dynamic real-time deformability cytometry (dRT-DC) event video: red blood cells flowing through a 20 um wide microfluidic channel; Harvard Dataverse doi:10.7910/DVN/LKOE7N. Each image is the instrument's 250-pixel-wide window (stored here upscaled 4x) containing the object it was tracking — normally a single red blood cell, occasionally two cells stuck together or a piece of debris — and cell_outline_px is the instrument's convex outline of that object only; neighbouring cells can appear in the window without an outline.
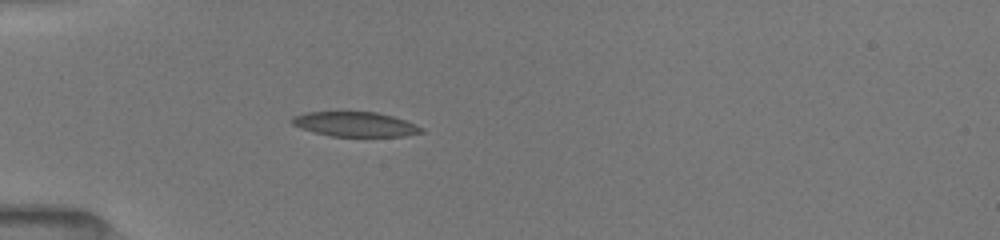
{"species": "common noctule bat (a hibernating species)", "species_latin": "Nyctalus noctula", "temperature_condition": "room temperature", "stored_images_in_passage": 9, "camera_frame_rate_fps": 3000, "um_per_image_px": 0.085, "animal": {"sex": "female", "body_mass_g": 19.5, "forearm_length_mm": 54.1}, "frame": {"image": 1, "passage_image": 7, "time_ms": 5.0, "image_size_px": [1000, 240], "cell_outline_px": [[424, 132], [404, 136], [332, 136], [300, 128], [292, 124], [288, 120], [292, 116], [308, 112], [376, 112], [392, 116], [416, 124], [424, 128]], "centroid_in_image_um": [30.18, 10.56], "position_along_channel_um": 54.8, "area_um2": 18.55}}
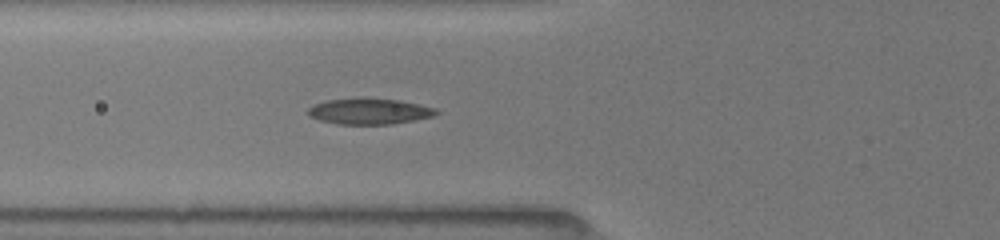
{"frame": {"image": 2, "passage_image": 9, "time_ms": 6.333, "image_size_px": [1000, 240], "cell_outline_px": [[440, 112], [432, 116], [392, 124], [336, 124], [320, 120], [308, 116], [308, 108], [312, 104], [324, 100], [360, 96], [364, 96], [400, 100], [420, 104], [436, 108]], "centroid_in_image_um": [31.34, 9.42], "position_along_channel_um": 94.5, "area_um2": 19.94}}